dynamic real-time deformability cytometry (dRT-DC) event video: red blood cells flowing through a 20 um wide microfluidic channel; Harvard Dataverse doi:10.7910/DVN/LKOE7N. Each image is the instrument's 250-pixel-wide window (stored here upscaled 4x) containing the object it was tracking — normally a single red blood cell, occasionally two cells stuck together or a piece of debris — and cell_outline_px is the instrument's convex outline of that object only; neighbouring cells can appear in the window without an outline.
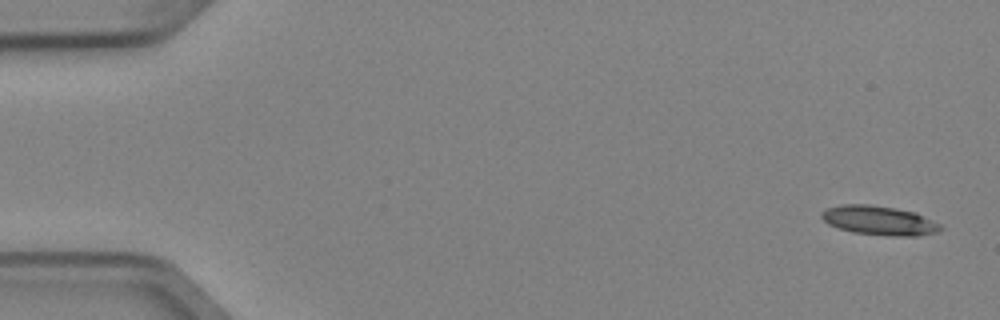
{"species": "Egyptian fruit bat (a non-hibernating species)", "species_latin": "Rousettus aegyptiacus", "temperature_condition": "cold", "stored_images_in_passage": 6, "segment_of_instrument_passage": [1, 2], "camera_frame_rate_fps": 3000, "um_per_image_px": 0.085, "animal": {"sex": "female"}, "frame": {"image": 1, "passage_image": 1, "time_ms": 0.0, "image_size_px": [1000, 320], "cell_outline_px": [[944, 228], [936, 232], [916, 236], [892, 236], [852, 232], [828, 224], [820, 216], [820, 212], [824, 208], [840, 204], [868, 204], [896, 208], [916, 212], [940, 224]], "centroid_in_image_um": [74.7, 18.73], "position_along_channel_um": 10.3, "area_um2": 20.4}}
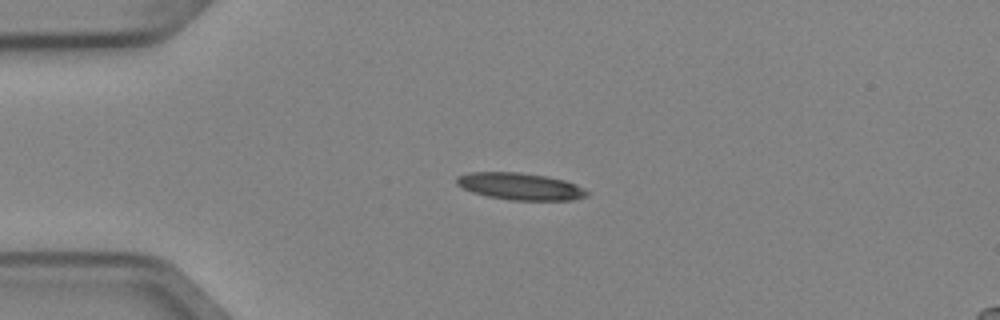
{"frame": {"image": 2, "passage_image": 4, "time_ms": 1.0, "image_size_px": [1000, 320], "cell_outline_px": [[588, 196], [572, 200], [508, 200], [488, 196], [472, 192], [456, 184], [456, 176], [468, 172], [520, 172], [548, 176], [564, 180], [576, 184], [584, 188], [588, 192]], "centroid_in_image_um": [44.22, 15.83], "position_along_channel_um": 40.8, "area_um2": 20.63}}